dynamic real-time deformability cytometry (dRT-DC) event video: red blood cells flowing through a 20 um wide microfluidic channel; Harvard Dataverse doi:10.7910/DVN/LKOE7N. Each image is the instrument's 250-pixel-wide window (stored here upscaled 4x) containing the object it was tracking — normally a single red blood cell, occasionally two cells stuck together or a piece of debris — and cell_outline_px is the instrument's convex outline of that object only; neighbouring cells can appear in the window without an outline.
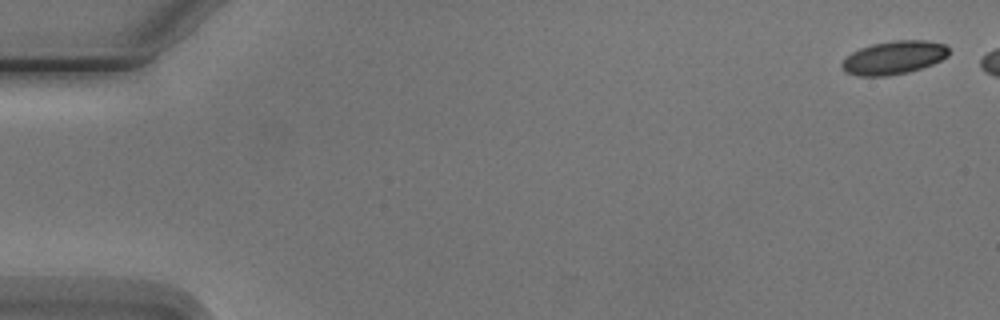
{"species": "Egyptian fruit bat (a non-hibernating species)", "species_latin": "Rousettus aegyptiacus", "temperature_condition": "cold", "stored_images_in_passage": 6, "camera_frame_rate_fps": 3000, "um_per_image_px": 0.085, "animal": {"sex": "male"}, "frame": {"image": 1, "passage_image": 1, "time_ms": 0.0, "image_size_px": [1000, 320], "cell_outline_px": [[948, 56], [932, 64], [908, 72], [888, 76], [856, 76], [844, 72], [840, 64], [852, 52], [860, 48], [872, 44], [896, 40], [924, 40], [944, 44], [948, 48]], "centroid_in_image_um": [75.95, 4.9], "position_along_channel_um": 9.1, "area_um2": 20.69}}